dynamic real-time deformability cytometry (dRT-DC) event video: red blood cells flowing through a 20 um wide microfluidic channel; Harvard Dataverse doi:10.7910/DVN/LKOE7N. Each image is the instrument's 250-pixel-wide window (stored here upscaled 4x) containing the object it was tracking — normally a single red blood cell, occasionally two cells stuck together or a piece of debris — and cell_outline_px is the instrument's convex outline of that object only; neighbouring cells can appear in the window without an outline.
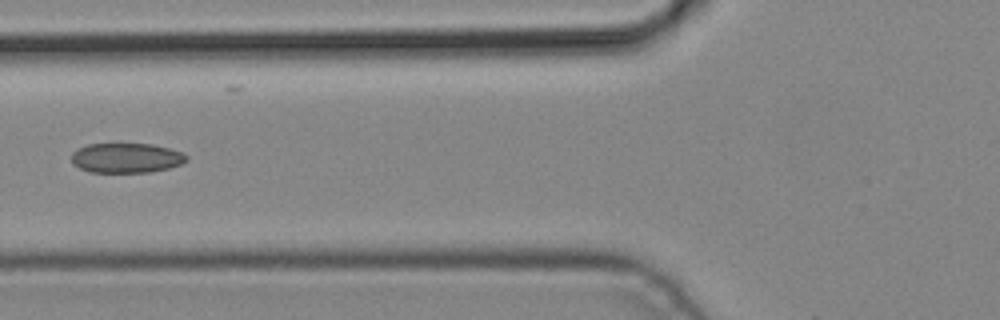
{"species": "common noctule bat (a hibernating species)", "species_latin": "Nyctalus noctula", "temperature_condition": "cold", "stored_images_in_passage": 4, "camera_frame_rate_fps": 3000, "um_per_image_px": 0.085, "animal": {"sex": "male", "body_mass_g": 19.2, "forearm_length_mm": 51.8}, "frame": {"image": 1, "passage_image": 4, "time_ms": 1.0, "image_size_px": [1000, 320], "cell_outline_px": [[188, 160], [180, 164], [168, 168], [152, 172], [88, 172], [72, 164], [72, 152], [76, 148], [88, 144], [152, 144], [184, 152], [188, 156]], "centroid_in_image_um": [10.73, 13.42], "position_along_channel_um": 115.1, "area_um2": 20.11}}